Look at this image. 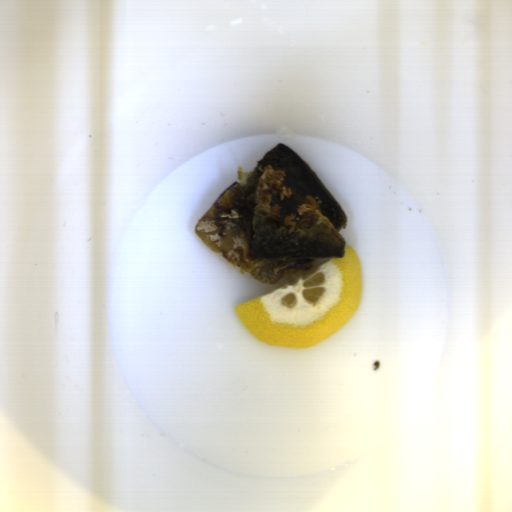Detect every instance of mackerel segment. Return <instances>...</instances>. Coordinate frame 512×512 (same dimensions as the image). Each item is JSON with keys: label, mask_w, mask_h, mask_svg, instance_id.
<instances>
[{"label": "mackerel segment", "mask_w": 512, "mask_h": 512, "mask_svg": "<svg viewBox=\"0 0 512 512\" xmlns=\"http://www.w3.org/2000/svg\"><path fill=\"white\" fill-rule=\"evenodd\" d=\"M346 215L324 183L283 143L237 177L195 224L198 239L242 273L276 285L323 259L345 257Z\"/></svg>", "instance_id": "obj_1"}]
</instances>
